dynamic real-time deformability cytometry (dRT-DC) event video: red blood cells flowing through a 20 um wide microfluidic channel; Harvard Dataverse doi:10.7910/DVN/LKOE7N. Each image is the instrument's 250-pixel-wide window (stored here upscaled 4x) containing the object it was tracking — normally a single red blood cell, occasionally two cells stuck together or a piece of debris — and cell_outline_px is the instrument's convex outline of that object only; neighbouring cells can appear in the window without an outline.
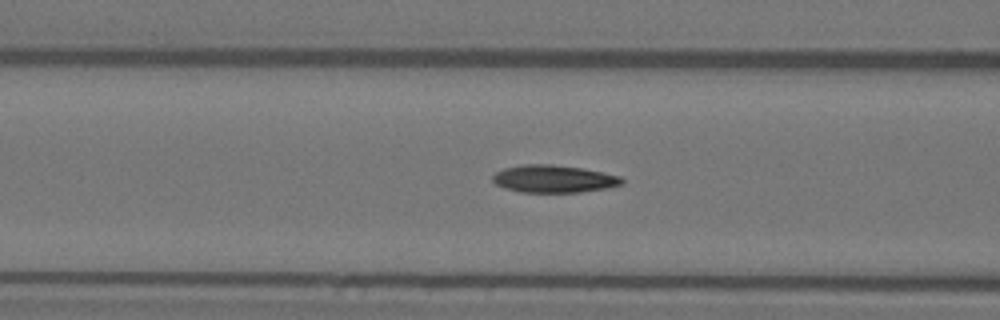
{"species": "Egyptian fruit bat (a non-hibernating species)", "species_latin": "Rousettus aegyptiacus", "temperature_condition": "warm", "stored_images_in_passage": 41, "camera_frame_rate_fps": 3000, "um_per_image_px": 0.085, "animal": {"sex": "female"}, "frame": {"image": 1, "passage_image": 20, "time_ms": 6.333, "image_size_px": [1000, 320], "cell_outline_px": [[624, 184], [608, 188], [580, 192], [520, 192], [504, 188], [496, 184], [492, 180], [492, 176], [496, 172], [504, 168], [524, 164], [548, 164], [580, 168], [620, 176], [624, 180]], "centroid_in_image_um": [47.06, 15.21], "position_along_channel_um": 119.5, "area_um2": 20.63}}
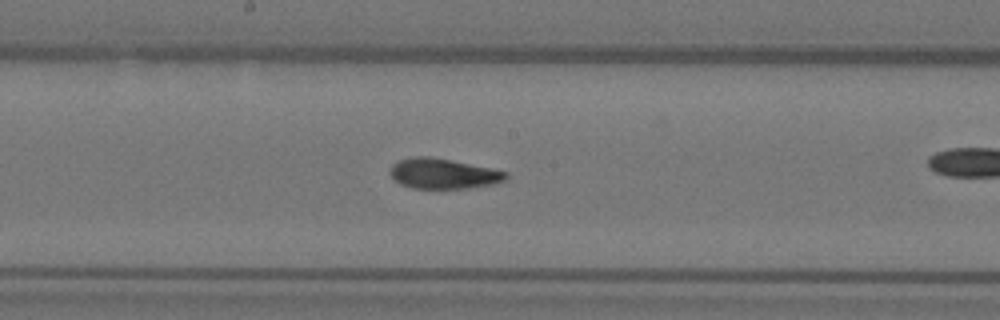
{"frame": {"image": 2, "passage_image": 27, "time_ms": 8.667, "image_size_px": [1000, 320], "cell_outline_px": [[508, 176], [504, 180], [492, 184], [468, 188], [412, 188], [400, 184], [388, 172], [392, 164], [400, 160], [416, 156], [428, 156], [508, 172]], "centroid_in_image_um": [37.63, 14.76], "position_along_channel_um": 210.6, "area_um2": 20.0}}
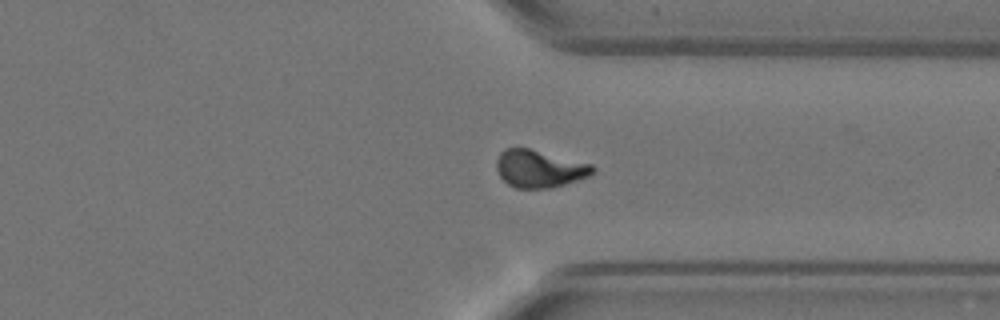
{"frame": {"image": 3, "passage_image": 39, "time_ms": 12.667, "image_size_px": [1000, 320], "cell_outline_px": [[596, 172], [588, 176], [552, 188], [516, 188], [508, 184], [500, 176], [496, 168], [496, 160], [500, 152], [504, 148], [528, 148], [592, 164], [596, 168]], "centroid_in_image_um": [45.84, 14.34], "position_along_channel_um": 365.6, "area_um2": 20.98}}